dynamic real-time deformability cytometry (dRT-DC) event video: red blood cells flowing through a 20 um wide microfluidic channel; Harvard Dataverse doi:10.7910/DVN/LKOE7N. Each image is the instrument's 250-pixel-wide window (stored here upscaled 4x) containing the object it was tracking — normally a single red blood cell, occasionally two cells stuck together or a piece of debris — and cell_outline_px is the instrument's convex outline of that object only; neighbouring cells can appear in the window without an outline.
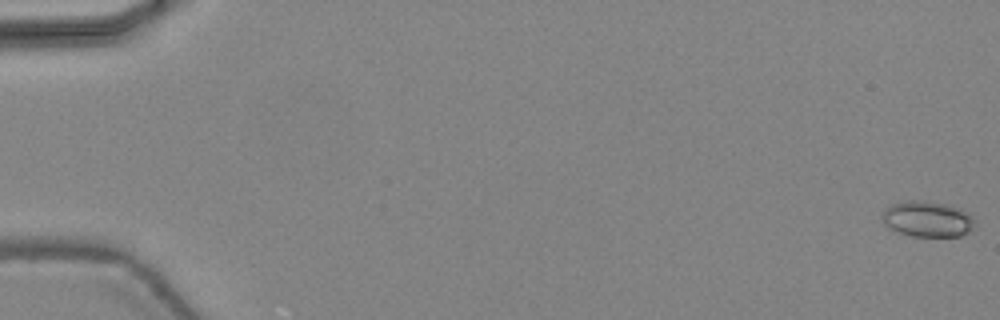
{"species": "common noctule bat (a hibernating species)", "species_latin": "Nyctalus noctula", "temperature_condition": "warm", "stored_images_in_passage": 30, "camera_frame_rate_fps": 3000, "um_per_image_px": 0.085, "animal": {"sex": "female", "body_mass_g": 24.6, "forearm_length_mm": 56.2}, "frame": {"image": 1, "passage_image": 1, "time_ms": 0.0, "image_size_px": [1000, 320], "cell_outline_px": [[976, 228], [960, 236], [912, 236], [888, 228], [884, 224], [880, 216], [884, 208], [892, 204], [908, 200], [920, 200], [948, 204], [960, 208], [968, 212], [972, 216], [976, 224]], "centroid_in_image_um": [78.84, 18.61], "position_along_channel_um": 6.2, "area_um2": 19.65}}
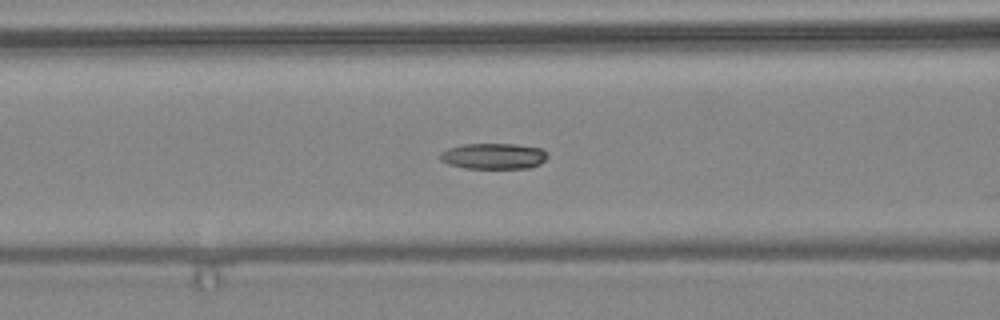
{"frame": {"image": 2, "passage_image": 21, "time_ms": 6.667, "image_size_px": [1000, 320], "cell_outline_px": [[548, 156], [540, 164], [528, 168], [464, 168], [448, 164], [440, 160], [440, 152], [448, 148], [460, 144], [512, 144], [540, 148]], "centroid_in_image_um": [41.9, 13.27], "position_along_channel_um": 124.7, "area_um2": 16.13}}
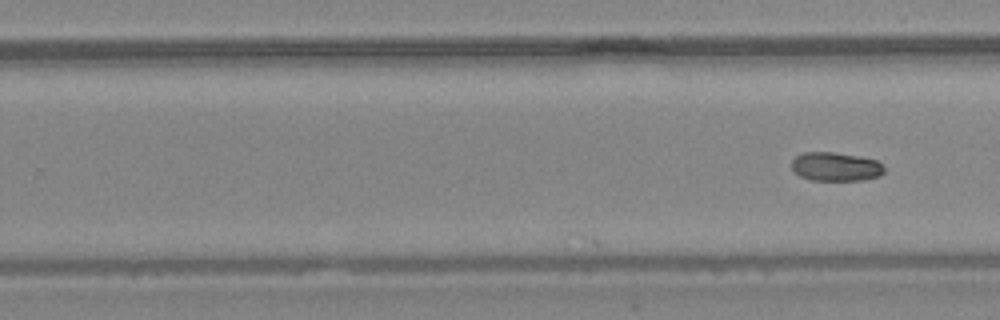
{"frame": {"image": 3, "passage_image": 30, "time_ms": 9.667, "image_size_px": [1000, 320], "cell_outline_px": [[884, 172], [880, 176], [864, 180], [812, 180], [800, 176], [792, 168], [792, 160], [796, 156], [804, 152], [832, 152], [860, 156], [876, 160], [884, 168]], "centroid_in_image_um": [71.04, 14.16], "position_along_channel_um": 258.8, "area_um2": 15.49}}